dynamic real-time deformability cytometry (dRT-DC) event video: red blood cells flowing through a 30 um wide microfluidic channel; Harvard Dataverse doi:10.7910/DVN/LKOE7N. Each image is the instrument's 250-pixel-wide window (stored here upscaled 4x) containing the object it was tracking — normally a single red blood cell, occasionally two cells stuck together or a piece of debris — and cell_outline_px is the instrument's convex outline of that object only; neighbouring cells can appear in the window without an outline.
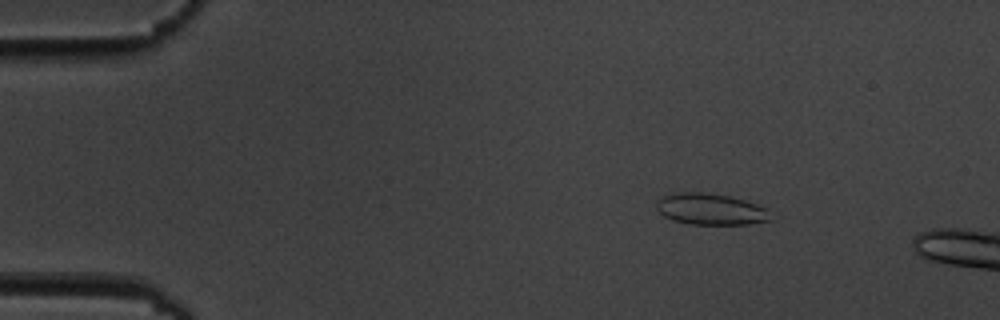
{"species": "common noctule bat (a hibernating species)", "species_latin": "Nyctalus noctula", "temperature_condition": "cold", "stored_images_in_passage": 4, "camera_frame_rate_fps": 3000, "um_per_image_px": 0.085, "animal": {"sex": "male", "body_mass_g": 19.5, "forearm_length_mm": 54.6}, "frame": {"image": 1, "passage_image": 2, "time_ms": 1.0, "image_size_px": [1000, 320], "cell_outline_px": [[772, 220], [748, 224], [688, 224], [672, 220], [664, 216], [656, 208], [656, 200], [664, 196], [676, 192], [704, 192], [728, 196], [744, 200], [756, 204], [764, 208]], "centroid_in_image_um": [60.34, 17.78], "position_along_channel_um": 24.7, "area_um2": 20.69}}